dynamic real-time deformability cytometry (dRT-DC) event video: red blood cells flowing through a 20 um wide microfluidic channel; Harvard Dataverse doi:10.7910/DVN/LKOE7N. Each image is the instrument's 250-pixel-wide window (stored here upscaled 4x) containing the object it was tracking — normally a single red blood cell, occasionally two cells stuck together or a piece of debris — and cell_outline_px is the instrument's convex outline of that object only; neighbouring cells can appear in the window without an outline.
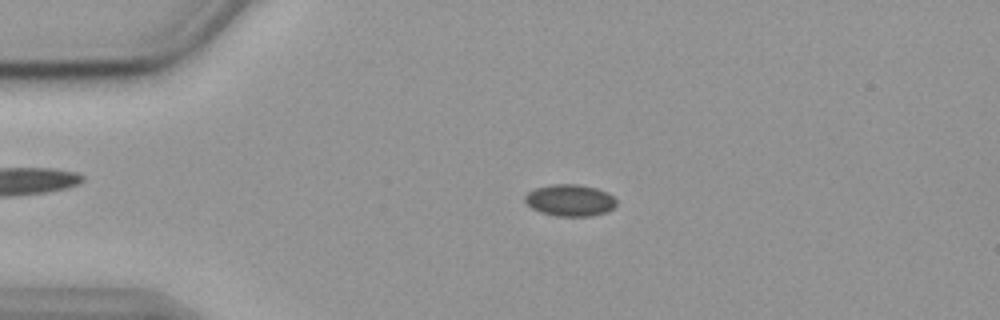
{"species": "common noctule bat (a hibernating species)", "species_latin": "Nyctalus noctula", "temperature_condition": "cold", "stored_images_in_passage": 56, "camera_frame_rate_fps": 3000, "um_per_image_px": 0.085, "animal": {"sex": "female", "body_mass_g": 19.9}, "frame": {"image": 1, "passage_image": 12, "time_ms": 3.667, "image_size_px": [1000, 320], "cell_outline_px": [[616, 204], [608, 212], [592, 216], [556, 216], [540, 212], [532, 208], [524, 200], [524, 196], [528, 192], [536, 188], [552, 184], [576, 184], [596, 188], [608, 192], [616, 200]], "centroid_in_image_um": [48.45, 17.03], "position_along_channel_um": 36.5, "area_um2": 16.94}}
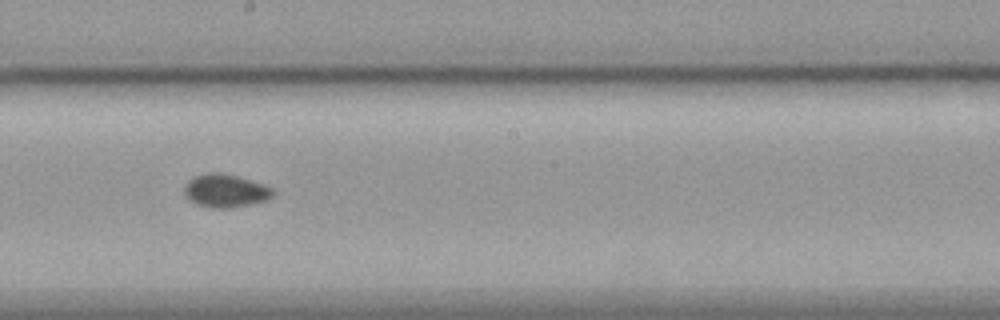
{"frame": {"image": 2, "passage_image": 31, "time_ms": 10.0, "image_size_px": [1000, 320], "cell_outline_px": [[276, 192], [268, 200], [252, 204], [228, 208], [212, 208], [196, 204], [188, 200], [184, 196], [184, 184], [192, 176], [208, 172], [220, 172], [236, 176], [264, 184], [272, 188]], "centroid_in_image_um": [19.13, 16.21], "position_along_channel_um": 229.1, "area_um2": 17.46}}
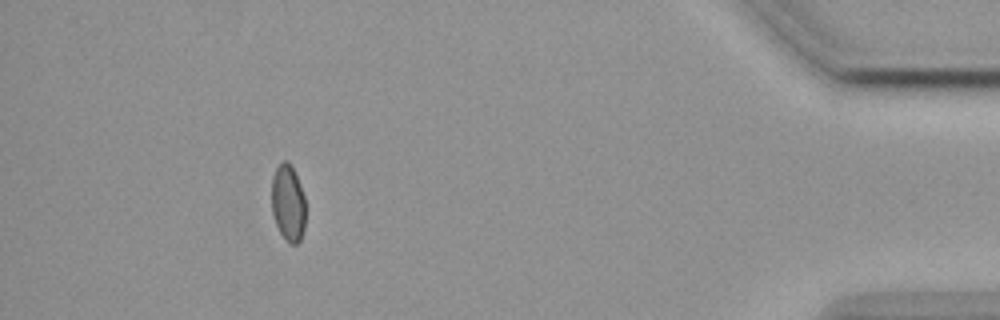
{"frame": {"image": 3, "passage_image": 51, "time_ms": 16.667, "image_size_px": [1000, 320], "cell_outline_px": [[304, 228], [300, 240], [296, 244], [288, 244], [280, 232], [276, 224], [272, 212], [272, 176], [276, 168], [284, 160], [288, 160], [300, 184], [304, 196]], "centroid_in_image_um": [24.47, 17.27], "position_along_channel_um": 410.7, "area_um2": 15.03}}